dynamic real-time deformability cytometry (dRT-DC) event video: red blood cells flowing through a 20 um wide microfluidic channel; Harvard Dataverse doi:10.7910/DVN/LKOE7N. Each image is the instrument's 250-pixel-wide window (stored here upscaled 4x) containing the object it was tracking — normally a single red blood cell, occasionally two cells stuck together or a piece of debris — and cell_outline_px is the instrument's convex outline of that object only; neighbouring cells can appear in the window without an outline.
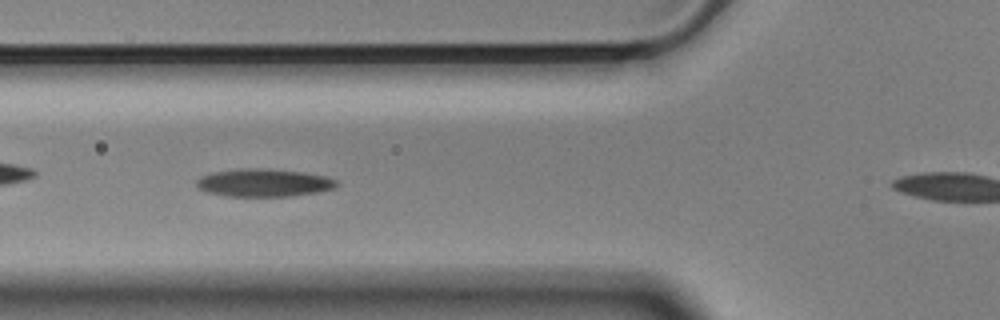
{"species": "Egyptian fruit bat (a non-hibernating species)", "species_latin": "Rousettus aegyptiacus", "temperature_condition": "cold", "stored_images_in_passage": 43, "camera_frame_rate_fps": 3000, "um_per_image_px": 0.085, "animal": {"sex": "male"}, "frame": {"image": 1, "passage_image": 6, "time_ms": 1.667, "image_size_px": [1000, 320], "cell_outline_px": [[340, 184], [336, 188], [320, 192], [292, 196], [224, 196], [204, 192], [196, 188], [196, 180], [200, 176], [212, 172], [240, 168], [264, 168], [304, 172], [328, 176], [336, 180]], "centroid_in_image_um": [22.42, 15.53], "position_along_channel_um": 103.4, "area_um2": 23.29}}
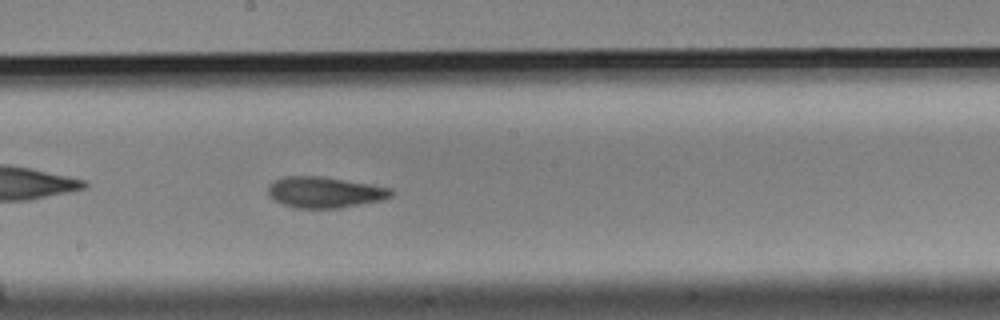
{"frame": {"image": 2, "passage_image": 16, "time_ms": 5.0, "image_size_px": [1000, 320], "cell_outline_px": [[392, 196], [384, 200], [340, 208], [296, 208], [280, 204], [272, 200], [268, 196], [268, 184], [284, 176], [320, 176], [372, 184], [392, 188]], "centroid_in_image_um": [27.58, 16.35], "position_along_channel_um": 220.6, "area_um2": 22.54}}
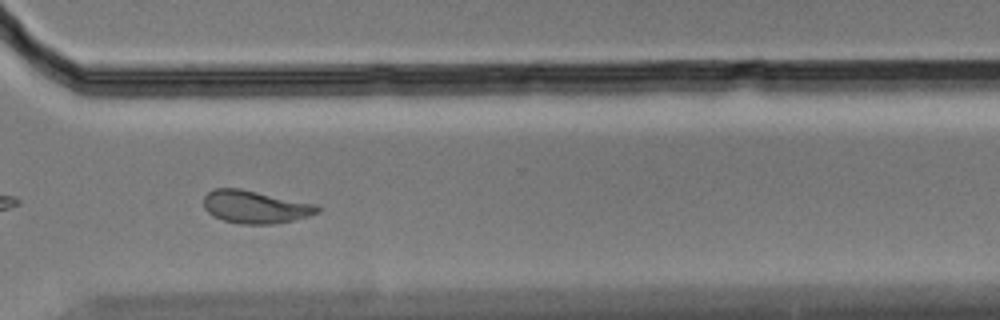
{"frame": {"image": 3, "passage_image": 27, "time_ms": 8.667, "image_size_px": [1000, 320], "cell_outline_px": [[320, 212], [308, 216], [292, 220], [272, 224], [240, 224], [224, 220], [212, 216], [204, 208], [204, 196], [208, 192], [216, 188], [240, 188], [316, 204], [320, 208]], "centroid_in_image_um": [21.68, 17.58], "position_along_channel_um": 348.9, "area_um2": 21.68}, "authors_computed_cell_mechanics": {"area_um2": 22.4842, "velocity_mm_per_s": 3.508, "shape_relaxation_time_tau1_ms": 6.2803, "shape_relaxation_time_tau2_ms": 3.5413, "deformation_change_tau1": 0.1427, "deformation_change_tau2": 0.0949}}